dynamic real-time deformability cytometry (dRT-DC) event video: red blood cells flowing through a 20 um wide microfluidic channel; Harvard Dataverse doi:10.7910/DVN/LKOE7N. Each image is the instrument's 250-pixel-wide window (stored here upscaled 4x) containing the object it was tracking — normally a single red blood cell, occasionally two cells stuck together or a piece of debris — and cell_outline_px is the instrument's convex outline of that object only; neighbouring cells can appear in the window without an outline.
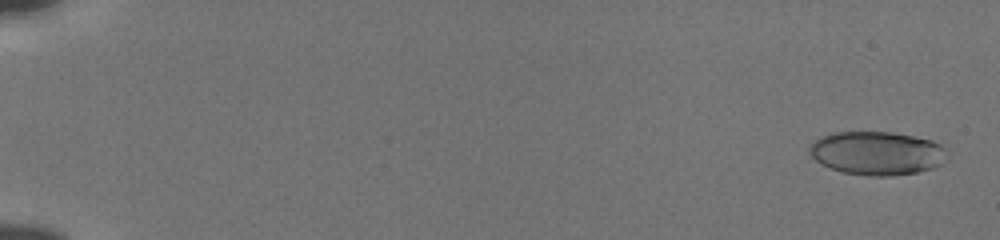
{"species": "human", "species_latin": "Homo sapiens", "temperature_condition": "cold", "stored_images_in_passage": 55, "camera_frame_rate_fps": 3000, "um_per_image_px": 0.085, "donor": {"sex": "male"}, "frame": {"image": 1, "passage_image": 2, "time_ms": 0.333, "image_size_px": [1000, 240], "cell_outline_px": [[948, 156], [940, 164], [932, 168], [916, 172], [892, 176], [868, 176], [840, 172], [816, 160], [808, 152], [808, 148], [816, 140], [824, 136], [836, 132], [892, 132], [932, 140], [940, 144], [948, 152]], "centroid_in_image_um": [74.57, 13.02], "position_along_channel_um": 10.4, "area_um2": 34.8}}
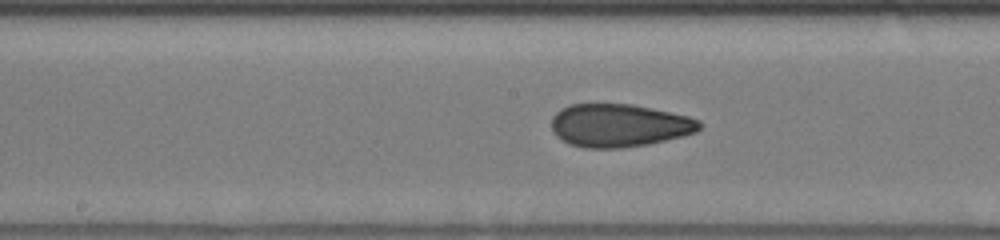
{"frame": {"image": 2, "passage_image": 31, "time_ms": 10.0, "image_size_px": [1000, 240], "cell_outline_px": [[704, 124], [696, 132], [648, 144], [620, 148], [584, 148], [568, 144], [560, 140], [552, 132], [552, 116], [560, 108], [568, 104], [632, 104], [652, 108], [688, 116], [700, 120]], "centroid_in_image_um": [52.59, 10.66], "position_along_channel_um": 195.6, "area_um2": 37.34}}
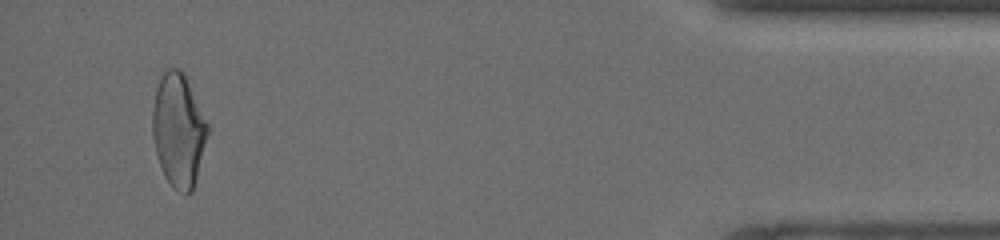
{"frame": {"image": 3, "passage_image": 53, "time_ms": 17.333, "image_size_px": [1000, 240], "cell_outline_px": [[208, 132], [192, 192], [188, 196], [184, 196], [172, 188], [164, 176], [156, 152], [152, 136], [152, 112], [156, 88], [160, 76], [168, 68], [180, 68], [184, 72], [208, 124]], "centroid_in_image_um": [15.15, 11.07], "position_along_channel_um": 420.0, "area_um2": 36.47}, "authors_computed_cell_mechanics": {"area_um2": 35.836, "velocity_mm_per_s": 3.8517, "shape_relaxation_time_tau1_ms": 6.5161, "shape_relaxation_time_tau2_ms": 1.6743, "deformation_change_tau1": 0.1696, "deformation_change_tau2": 0.0789}}